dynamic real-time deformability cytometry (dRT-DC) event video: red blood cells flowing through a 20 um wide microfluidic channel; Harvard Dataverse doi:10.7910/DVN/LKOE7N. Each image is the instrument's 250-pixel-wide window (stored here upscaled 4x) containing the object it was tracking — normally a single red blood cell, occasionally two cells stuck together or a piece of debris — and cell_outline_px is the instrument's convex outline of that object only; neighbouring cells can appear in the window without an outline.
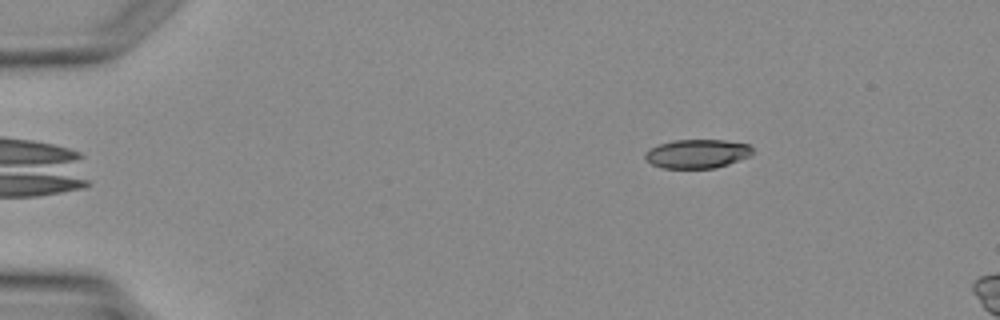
{"species": "Egyptian fruit bat (a non-hibernating species)", "species_latin": "Rousettus aegyptiacus", "temperature_condition": "warm", "stored_images_in_passage": 3, "camera_frame_rate_fps": 3000, "um_per_image_px": 0.085, "animal": {"sex": "female"}, "frame": {"image": 1, "passage_image": 1, "time_ms": 0.0, "image_size_px": [1000, 320], "cell_outline_px": [[752, 152], [748, 156], [728, 164], [716, 168], [664, 168], [652, 164], [644, 156], [644, 152], [660, 144], [672, 140], [724, 140], [748, 144], [752, 148]], "centroid_in_image_um": [59.25, 13.06], "position_along_channel_um": 25.8, "area_um2": 17.86}}